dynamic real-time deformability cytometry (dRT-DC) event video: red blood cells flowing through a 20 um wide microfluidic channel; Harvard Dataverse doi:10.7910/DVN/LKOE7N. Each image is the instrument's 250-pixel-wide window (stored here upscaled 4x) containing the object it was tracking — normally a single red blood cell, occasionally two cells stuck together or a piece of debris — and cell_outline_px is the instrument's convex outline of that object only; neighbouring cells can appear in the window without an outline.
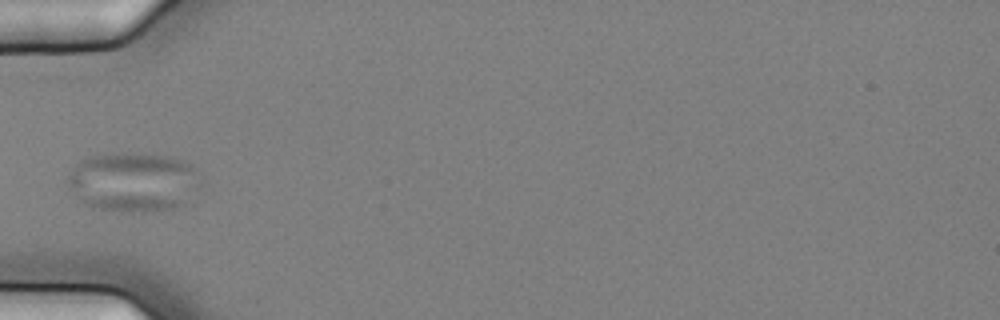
{"species": "common noctule bat (a hibernating species)", "species_latin": "Nyctalus noctula", "temperature_condition": "cold", "stored_images_in_passage": 38, "camera_frame_rate_fps": 3000, "um_per_image_px": 0.085, "animal": {"sex": "female", "body_mass_g": 25.1}, "frame": {"image": 1, "passage_image": 1, "time_ms": 0.0, "image_size_px": [1000, 320], "cell_outline_px": [[200, 184], [192, 204], [176, 208], [152, 212], [132, 212], [92, 208], [68, 188], [64, 180], [72, 168], [80, 160], [88, 156], [112, 152], [120, 152], [164, 156], [184, 160], [192, 168]], "centroid_in_image_um": [11.33, 15.49], "position_along_channel_um": 73.7, "area_um2": 46.82}}
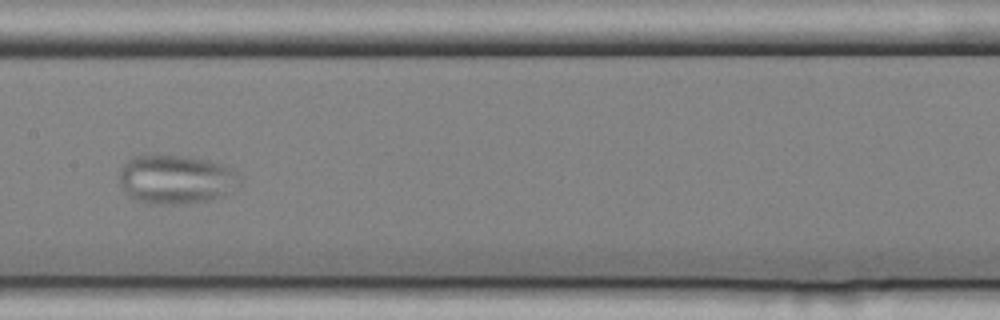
{"frame": {"image": 2, "passage_image": 11, "time_ms": 3.333, "image_size_px": [1000, 320], "cell_outline_px": [[244, 180], [240, 184], [220, 196], [208, 200], [180, 204], [148, 204], [136, 200], [128, 196], [120, 184], [120, 168], [132, 156], [140, 152], [184, 156], [208, 160], [228, 164]], "centroid_in_image_um": [14.93, 15.2], "position_along_channel_um": 192.5, "area_um2": 35.26}}
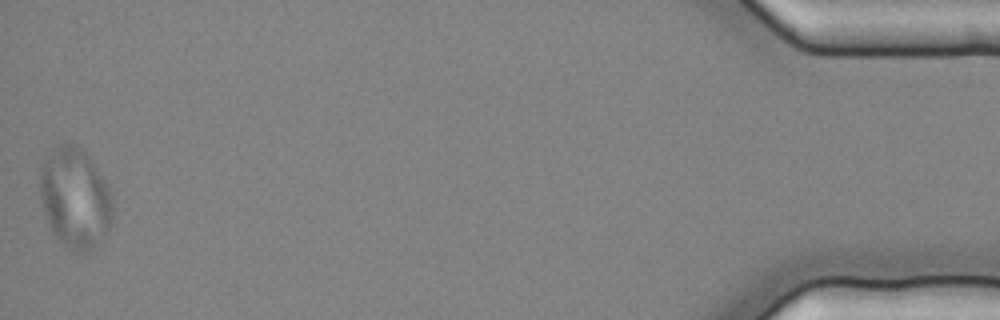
{"frame": {"image": 3, "passage_image": 38, "time_ms": 12.333, "image_size_px": [1000, 320], "cell_outline_px": [[112, 216], [104, 240], [100, 248], [88, 252], [72, 252], [64, 248], [56, 236], [44, 212], [40, 196], [40, 168], [44, 160], [52, 148], [60, 144], [76, 144], [84, 148], [104, 176], [108, 184], [112, 200]], "centroid_in_image_um": [6.41, 16.85], "position_along_channel_um": 428.8, "area_um2": 43.47}}